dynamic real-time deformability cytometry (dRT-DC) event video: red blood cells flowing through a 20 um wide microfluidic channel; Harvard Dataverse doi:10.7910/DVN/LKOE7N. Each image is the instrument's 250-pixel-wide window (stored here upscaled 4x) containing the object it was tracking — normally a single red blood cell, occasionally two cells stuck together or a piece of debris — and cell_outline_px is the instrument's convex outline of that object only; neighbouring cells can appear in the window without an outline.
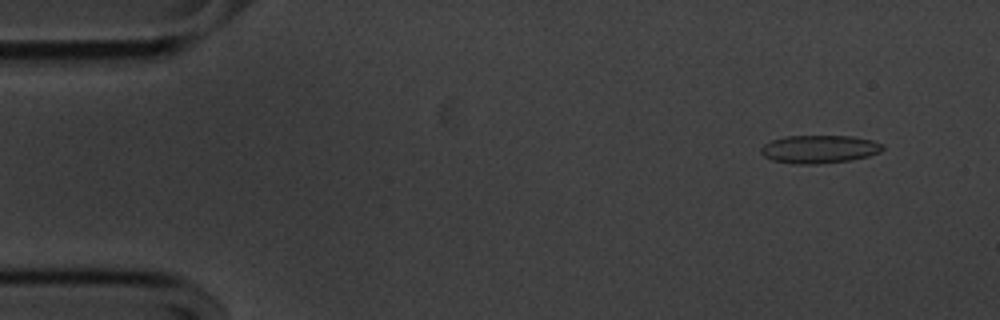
{"species": "common noctule bat (a hibernating species)", "species_latin": "Nyctalus noctula", "temperature_condition": "cold", "stored_images_in_passage": 55, "camera_frame_rate_fps": 3000, "um_per_image_px": 0.085, "animal": {"sex": "male", "body_mass_g": 20.1, "forearm_length_mm": 53.5}, "frame": {"image": 1, "passage_image": 5, "time_ms": 1.333, "image_size_px": [1000, 320], "cell_outline_px": [[884, 148], [880, 152], [868, 156], [848, 160], [816, 164], [796, 164], [772, 160], [764, 156], [760, 152], [760, 148], [764, 144], [772, 140], [784, 136], [852, 136], [872, 140], [884, 144]], "centroid_in_image_um": [69.63, 12.67], "position_along_channel_um": 15.4, "area_um2": 19.88}}
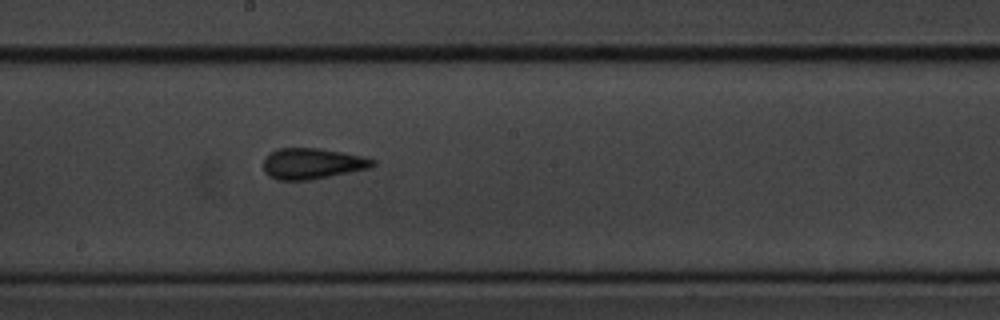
{"frame": {"image": 2, "passage_image": 30, "time_ms": 9.667, "image_size_px": [1000, 320], "cell_outline_px": [[376, 164], [368, 168], [312, 180], [276, 180], [268, 176], [264, 172], [264, 156], [268, 152], [280, 148], [320, 148], [344, 152], [364, 156], [376, 160]], "centroid_in_image_um": [26.52, 13.9], "position_along_channel_um": 221.7, "area_um2": 19.94}}
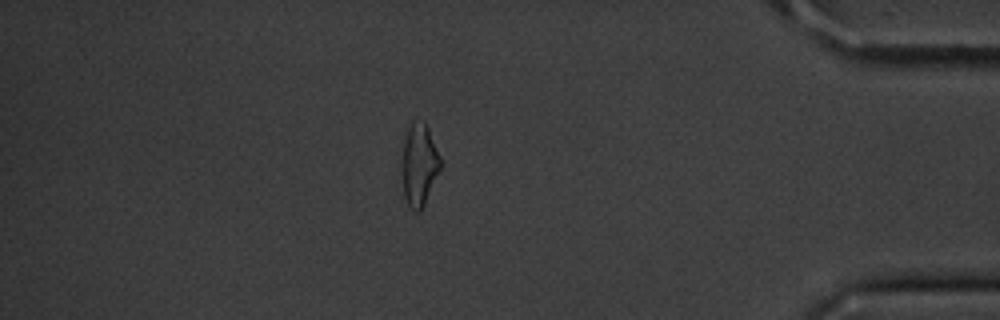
{"frame": {"image": 3, "passage_image": 48, "time_ms": 15.667, "image_size_px": [1000, 320], "cell_outline_px": [[440, 168], [424, 204], [420, 212], [416, 212], [408, 208], [404, 196], [400, 172], [400, 164], [404, 140], [408, 124], [412, 120], [424, 120], [428, 128], [440, 156]], "centroid_in_image_um": [35.57, 13.98], "position_along_channel_um": 399.6, "area_um2": 18.9}, "authors_computed_cell_mechanics": {"area_um2": 19.074, "velocity_mm_per_s": 3.605, "shape_relaxation_time_tau1_ms": 3.5774, "shape_relaxation_time_tau2_ms": 1.4772, "deformation_change_tau1": 0.1188, "deformation_change_tau2": 0.1032}}